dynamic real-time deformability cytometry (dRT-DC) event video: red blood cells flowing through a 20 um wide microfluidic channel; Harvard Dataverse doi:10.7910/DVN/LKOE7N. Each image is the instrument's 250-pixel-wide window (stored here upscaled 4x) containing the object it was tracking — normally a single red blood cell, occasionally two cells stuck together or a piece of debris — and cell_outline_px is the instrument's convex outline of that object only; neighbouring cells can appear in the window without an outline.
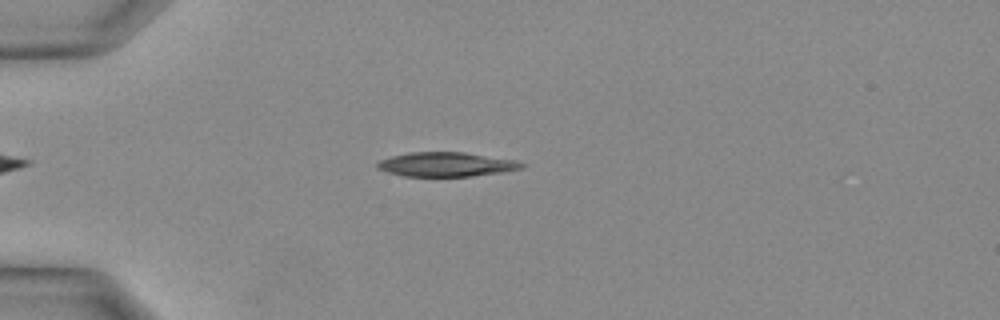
{"species": "Egyptian fruit bat (a non-hibernating species)", "species_latin": "Rousettus aegyptiacus", "temperature_condition": "warm", "stored_images_in_passage": 31, "camera_frame_rate_fps": 3000, "um_per_image_px": 0.085, "animal": {"sex": "female"}, "frame": {"image": 1, "passage_image": 7, "time_ms": 2.0, "image_size_px": [1000, 320], "cell_outline_px": [[528, 164], [524, 168], [500, 172], [472, 176], [404, 176], [388, 172], [376, 168], [376, 164], [380, 160], [392, 156], [412, 152], [464, 152], [516, 160]], "centroid_in_image_um": [37.96, 13.97], "position_along_channel_um": 47.0, "area_um2": 20.4}}
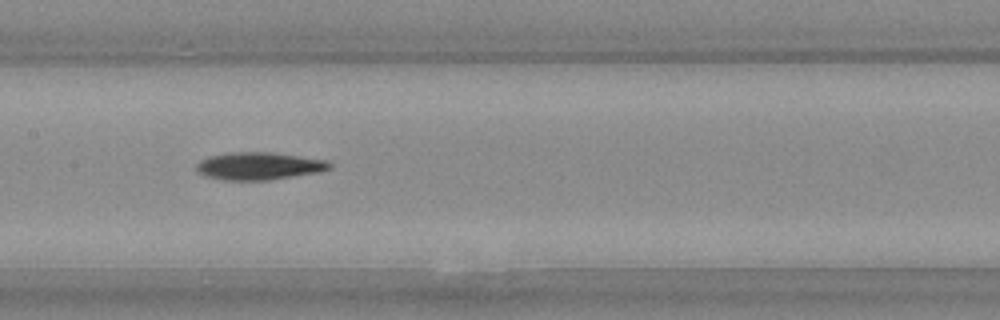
{"frame": {"image": 2, "passage_image": 15, "time_ms": 4.667, "image_size_px": [1000, 320], "cell_outline_px": [[332, 168], [320, 172], [268, 180], [224, 180], [204, 176], [196, 172], [196, 164], [200, 160], [208, 156], [228, 152], [272, 152], [328, 160], [332, 164]], "centroid_in_image_um": [22.0, 14.11], "position_along_channel_um": 185.4, "area_um2": 21.68}}
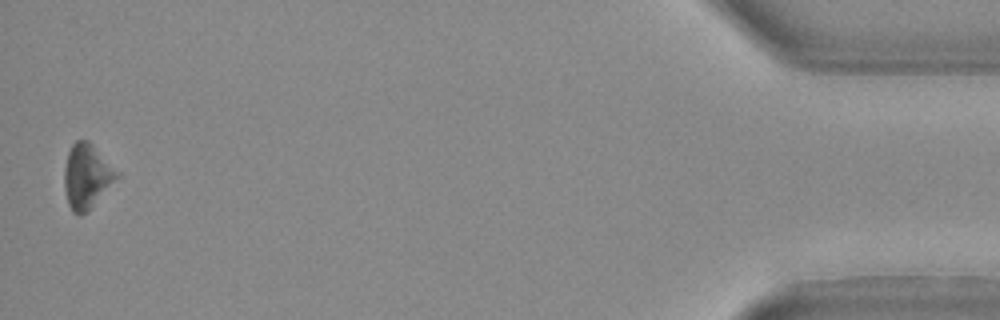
{"frame": {"image": 3, "passage_image": 31, "time_ms": 10.0, "image_size_px": [1000, 320], "cell_outline_px": [[120, 176], [80, 216], [72, 212], [68, 204], [64, 188], [64, 168], [68, 152], [72, 144], [76, 140], [88, 140], [120, 172]], "centroid_in_image_um": [7.36, 14.94], "position_along_channel_um": 427.8, "area_um2": 19.48}}